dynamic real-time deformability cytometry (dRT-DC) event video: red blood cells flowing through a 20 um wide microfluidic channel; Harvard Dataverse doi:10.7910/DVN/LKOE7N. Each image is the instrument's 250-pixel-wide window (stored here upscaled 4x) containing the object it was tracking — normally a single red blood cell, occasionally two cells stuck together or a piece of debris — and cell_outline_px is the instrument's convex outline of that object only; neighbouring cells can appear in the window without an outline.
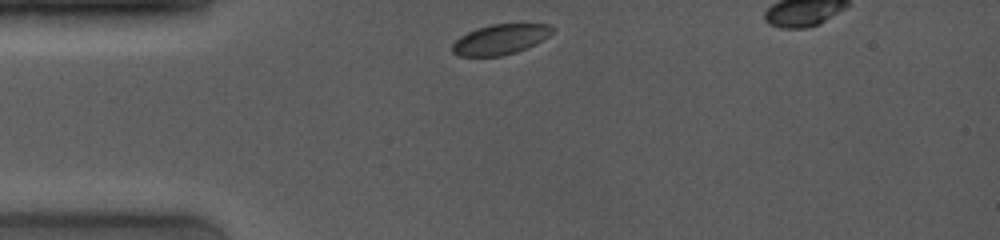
{"species": "common noctule bat (a hibernating species)", "species_latin": "Nyctalus noctula", "temperature_condition": "room temperature", "stored_images_in_passage": 47, "camera_frame_rate_fps": 4000, "um_per_image_px": 0.085, "animal": {"sex": "female", "body_mass_g": 19.0, "forearm_length_mm": 53.3}, "frame": {"image": 1, "passage_image": 1, "time_ms": 0.0, "image_size_px": [1000, 240], "cell_outline_px": [[556, 28], [548, 36], [536, 44], [516, 52], [500, 56], [460, 56], [452, 52], [452, 44], [460, 36], [476, 28], [492, 24], [548, 24]], "centroid_in_image_um": [42.53, 3.34], "position_along_channel_um": 42.5, "area_um2": 17.57}}
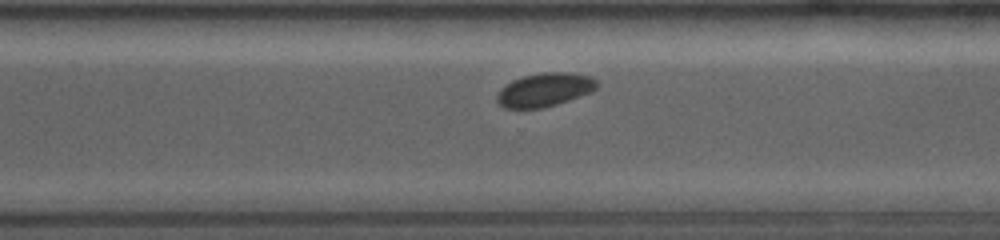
{"frame": {"image": 2, "passage_image": 34, "time_ms": 7.75, "image_size_px": [1000, 240], "cell_outline_px": [[600, 84], [592, 92], [556, 104], [540, 108], [504, 108], [496, 100], [496, 96], [500, 88], [512, 80], [524, 76], [544, 72], [568, 72], [592, 76]], "centroid_in_image_um": [46.31, 7.62], "position_along_channel_um": 324.3, "area_um2": 19.59}}
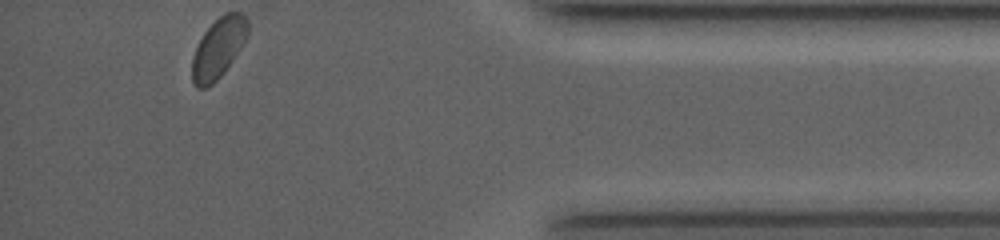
{"frame": {"image": 3, "passage_image": 47, "time_ms": 10.75, "image_size_px": [1000, 240], "cell_outline_px": [[248, 36], [224, 72], [212, 84], [204, 88], [196, 88], [192, 80], [192, 60], [196, 48], [204, 32], [224, 12], [240, 12], [248, 20]], "centroid_in_image_um": [18.57, 4.08], "position_along_channel_um": 416.6, "area_um2": 19.25}, "authors_computed_cell_mechanics": {"area_um2": 19.3052, "velocity_mm_per_s": 3.9408, "shape_relaxation_time_tau1_ms": 2.2315, "shape_relaxation_time_tau2_ms": null, "deformation_change_tau1": 0.046, "deformation_change_tau2": null}}